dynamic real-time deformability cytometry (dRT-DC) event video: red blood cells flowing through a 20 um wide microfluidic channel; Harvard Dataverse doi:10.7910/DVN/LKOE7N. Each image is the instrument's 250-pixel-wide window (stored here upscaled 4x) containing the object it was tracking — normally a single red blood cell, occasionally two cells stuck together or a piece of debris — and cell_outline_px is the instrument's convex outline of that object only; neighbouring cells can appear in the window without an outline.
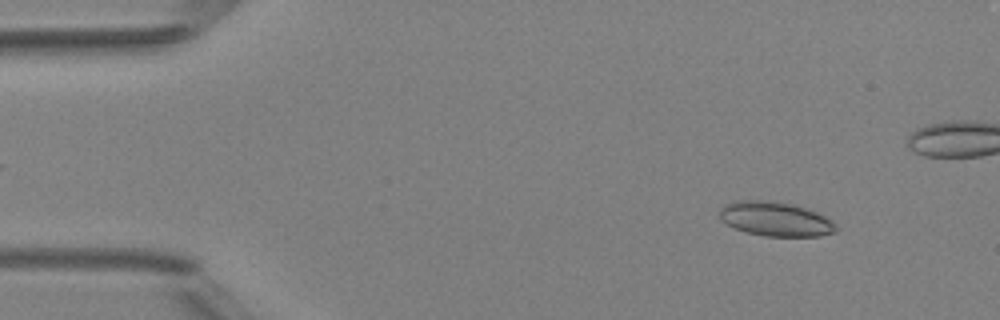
{"species": "Egyptian fruit bat (a non-hibernating species)", "species_latin": "Rousettus aegyptiacus", "temperature_condition": "room temperature", "stored_images_in_passage": 49, "camera_frame_rate_fps": 3000, "um_per_image_px": 0.085, "animal": {"sex": "female"}, "frame": {"image": 1, "passage_image": 5, "time_ms": 1.333, "image_size_px": [1000, 320], "cell_outline_px": [[836, 232], [820, 236], [764, 236], [748, 232], [736, 228], [720, 220], [720, 208], [724, 204], [736, 200], [764, 200], [788, 204], [804, 208], [816, 212], [832, 220], [836, 224]], "centroid_in_image_um": [65.9, 18.62], "position_along_channel_um": 19.1, "area_um2": 23.06}}
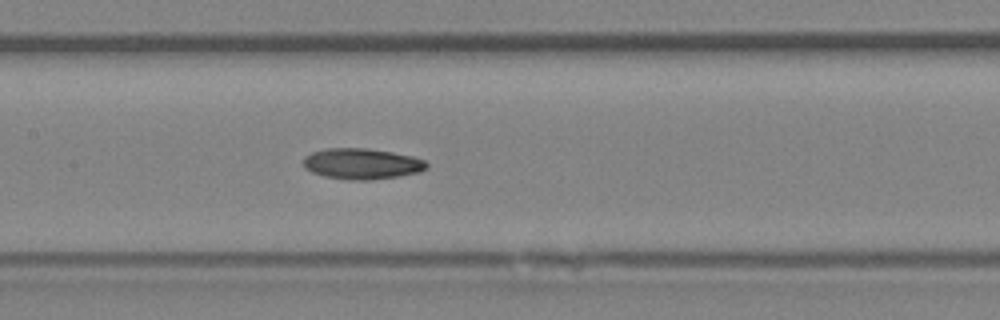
{"frame": {"image": 2, "passage_image": 23, "time_ms": 7.333, "image_size_px": [1000, 320], "cell_outline_px": [[428, 168], [420, 172], [400, 176], [368, 180], [348, 180], [324, 176], [312, 172], [304, 168], [304, 156], [312, 152], [324, 148], [368, 148], [392, 152], [412, 156], [424, 160], [428, 164]], "centroid_in_image_um": [30.76, 13.92], "position_along_channel_um": 176.6, "area_um2": 22.31}}
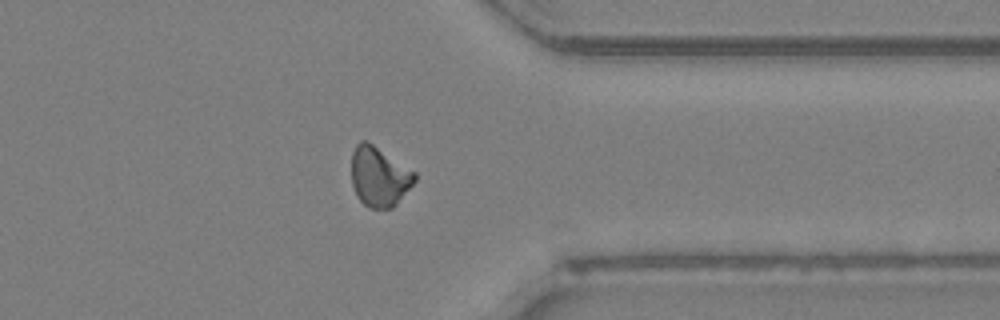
{"frame": {"image": 3, "passage_image": 38, "time_ms": 12.333, "image_size_px": [1000, 320], "cell_outline_px": [[416, 180], [396, 204], [392, 208], [368, 208], [356, 196], [352, 184], [352, 152], [356, 144], [360, 140], [364, 140], [372, 144], [416, 172]], "centroid_in_image_um": [32.22, 15.02], "position_along_channel_um": 379.2, "area_um2": 21.91}, "authors_computed_cell_mechanics": {"area_um2": 21.9062, "velocity_mm_per_s": 4.182, "shape_relaxation_time_tau1_ms": 11.179, "shape_relaxation_time_tau2_ms": 9.6095, "deformation_change_tau1": 0.2021, "deformation_change_tau2": 0.203}}